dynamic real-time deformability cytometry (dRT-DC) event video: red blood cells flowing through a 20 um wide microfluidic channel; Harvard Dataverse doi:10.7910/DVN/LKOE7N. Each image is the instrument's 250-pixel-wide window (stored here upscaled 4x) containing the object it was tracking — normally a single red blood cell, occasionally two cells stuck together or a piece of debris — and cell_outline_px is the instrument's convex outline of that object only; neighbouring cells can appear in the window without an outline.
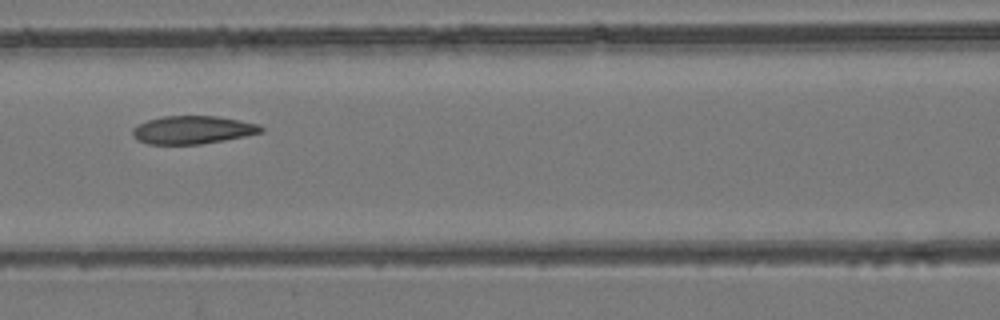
{"species": "common noctule bat (a hibernating species)", "species_latin": "Nyctalus noctula", "temperature_condition": "room temperature", "stored_images_in_passage": 8, "camera_frame_rate_fps": 3000, "um_per_image_px": 0.085, "animal": {"sex": "female", "body_mass_g": 24.6, "forearm_length_mm": 56.2}, "frame": {"image": 1, "passage_image": 6, "time_ms": 1.667, "image_size_px": [1000, 320], "cell_outline_px": [[264, 132], [224, 140], [200, 144], [148, 144], [136, 140], [132, 136], [132, 128], [148, 120], [164, 116], [216, 116], [240, 120], [260, 124], [264, 128]], "centroid_in_image_um": [16.38, 11.04], "position_along_channel_um": 150.2, "area_um2": 21.04}}
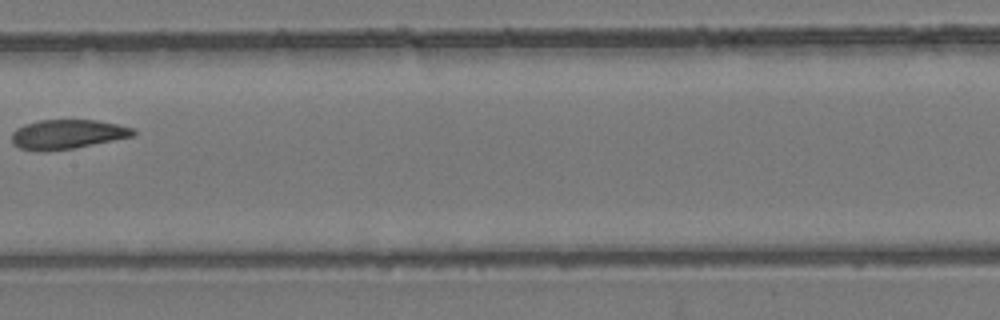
{"frame": {"image": 2, "passage_image": 7, "time_ms": 2.0, "image_size_px": [1000, 320], "cell_outline_px": [[136, 136], [76, 148], [44, 152], [40, 152], [20, 148], [12, 140], [12, 132], [16, 128], [24, 124], [40, 120], [96, 120], [116, 124], [132, 128], [136, 132]], "centroid_in_image_um": [5.74, 11.42], "position_along_channel_um": 201.7, "area_um2": 20.98}}
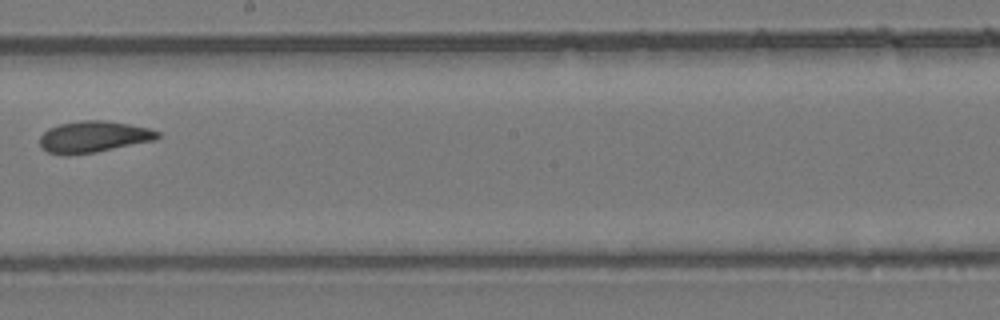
{"frame": {"image": 3, "passage_image": 8, "time_ms": 2.333, "image_size_px": [1000, 320], "cell_outline_px": [[160, 136], [156, 140], [96, 152], [48, 152], [40, 144], [40, 136], [48, 128], [60, 124], [80, 120], [108, 120], [148, 128], [160, 132]], "centroid_in_image_um": [8.02, 11.58], "position_along_channel_um": 240.2, "area_um2": 20.98}}